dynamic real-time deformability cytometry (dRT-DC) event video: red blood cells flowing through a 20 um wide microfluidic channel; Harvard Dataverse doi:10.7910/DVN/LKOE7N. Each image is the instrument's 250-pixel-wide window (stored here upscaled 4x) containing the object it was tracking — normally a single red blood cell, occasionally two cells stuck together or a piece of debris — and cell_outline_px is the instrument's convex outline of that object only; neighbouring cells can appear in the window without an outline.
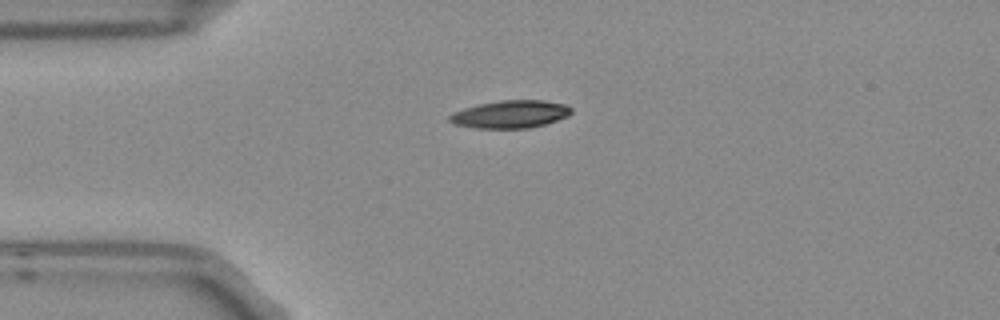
{"species": "Egyptian fruit bat (a non-hibernating species)", "species_latin": "Rousettus aegyptiacus", "temperature_condition": "room temperature", "stored_images_in_passage": 12, "camera_frame_rate_fps": 3000, "um_per_image_px": 0.085, "frame": {"image": 1, "passage_image": 1, "time_ms": 0.0, "image_size_px": [1000, 320], "cell_outline_px": [[572, 112], [568, 116], [544, 124], [528, 128], [476, 128], [456, 124], [448, 120], [448, 116], [452, 112], [464, 108], [480, 104], [500, 100], [544, 100], [564, 104], [572, 108]], "centroid_in_image_um": [43.38, 9.7], "position_along_channel_um": 41.6, "area_um2": 19.54}}
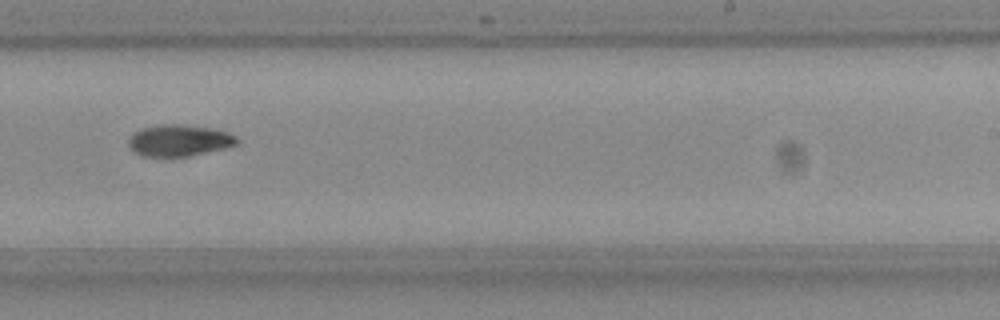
{"frame": {"image": 2, "passage_image": 7, "time_ms": 2.0, "image_size_px": [1000, 320], "cell_outline_px": [[240, 140], [236, 144], [224, 148], [188, 156], [144, 156], [136, 152], [128, 144], [128, 140], [132, 132], [140, 128], [160, 124], [180, 124], [212, 128], [228, 132], [236, 136]], "centroid_in_image_um": [15.22, 11.92], "position_along_channel_um": 273.8, "area_um2": 19.88}}
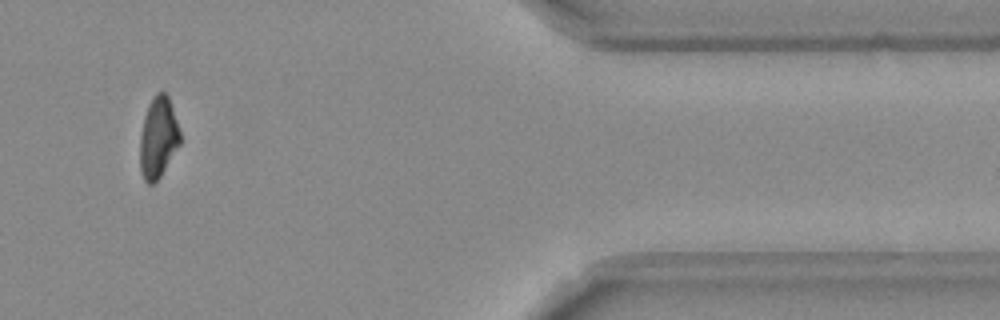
{"frame": {"image": 3, "passage_image": 10, "time_ms": 3.0, "image_size_px": [1000, 320], "cell_outline_px": [[180, 144], [160, 176], [152, 184], [148, 184], [144, 180], [140, 172], [140, 136], [144, 116], [148, 104], [156, 92], [164, 92], [168, 96], [180, 132]], "centroid_in_image_um": [13.43, 11.7], "position_along_channel_um": 398.0, "area_um2": 18.79}}